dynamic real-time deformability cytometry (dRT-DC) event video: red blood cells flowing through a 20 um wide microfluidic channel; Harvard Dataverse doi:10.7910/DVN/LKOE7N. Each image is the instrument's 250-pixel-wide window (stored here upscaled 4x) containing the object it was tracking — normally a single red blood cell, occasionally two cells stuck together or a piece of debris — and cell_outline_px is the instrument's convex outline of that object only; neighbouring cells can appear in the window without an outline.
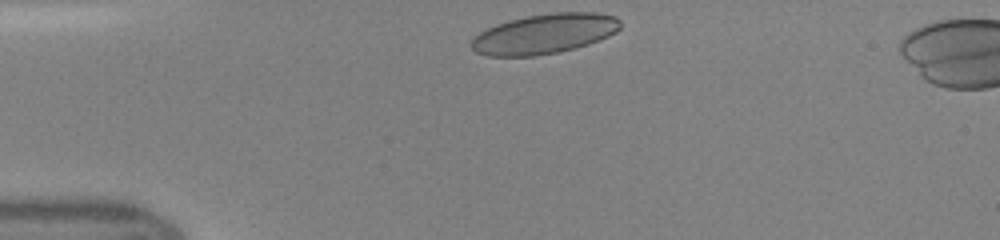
{"species": "human", "species_latin": "Homo sapiens", "temperature_condition": "room temperature", "stored_images_in_passage": 37, "camera_frame_rate_fps": 3000, "um_per_image_px": 0.085, "donor": {"sex": "female"}, "frame": {"image": 1, "passage_image": 1, "time_ms": 0.0, "image_size_px": [1000, 240], "cell_outline_px": [[620, 28], [616, 32], [608, 36], [588, 44], [576, 48], [560, 52], [536, 56], [488, 56], [476, 52], [472, 48], [472, 40], [480, 32], [496, 24], [528, 16], [552, 12], [596, 12], [616, 16], [620, 20]], "centroid_in_image_um": [46.31, 2.88], "position_along_channel_um": 38.7, "area_um2": 34.56}}
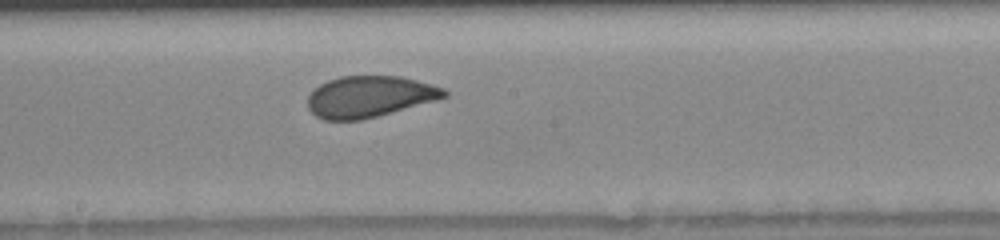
{"frame": {"image": 2, "passage_image": 16, "time_ms": 5.0, "image_size_px": [1000, 240], "cell_outline_px": [[448, 96], [436, 100], [376, 116], [360, 120], [324, 120], [316, 116], [308, 108], [308, 96], [320, 84], [328, 80], [340, 76], [400, 76], [416, 80], [444, 88], [448, 92]], "centroid_in_image_um": [31.4, 8.21], "position_along_channel_um": 216.8, "area_um2": 32.6}}
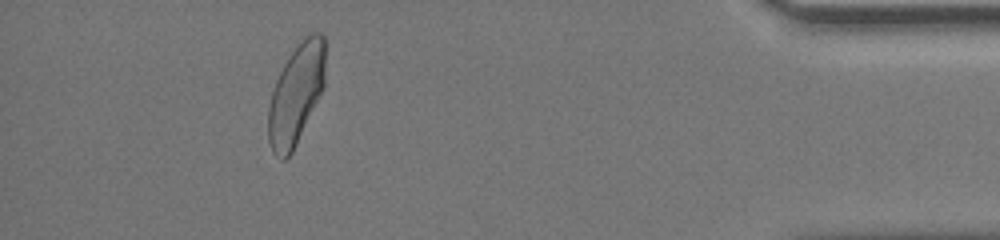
{"frame": {"image": 3, "passage_image": 33, "time_ms": 10.667, "image_size_px": [1000, 240], "cell_outline_px": [[324, 88], [292, 152], [284, 160], [280, 160], [272, 152], [268, 140], [268, 108], [272, 92], [276, 80], [284, 64], [292, 52], [304, 36], [312, 32], [320, 32], [324, 36]], "centroid_in_image_um": [25.16, 8.02], "position_along_channel_um": 410.0, "area_um2": 33.12}}